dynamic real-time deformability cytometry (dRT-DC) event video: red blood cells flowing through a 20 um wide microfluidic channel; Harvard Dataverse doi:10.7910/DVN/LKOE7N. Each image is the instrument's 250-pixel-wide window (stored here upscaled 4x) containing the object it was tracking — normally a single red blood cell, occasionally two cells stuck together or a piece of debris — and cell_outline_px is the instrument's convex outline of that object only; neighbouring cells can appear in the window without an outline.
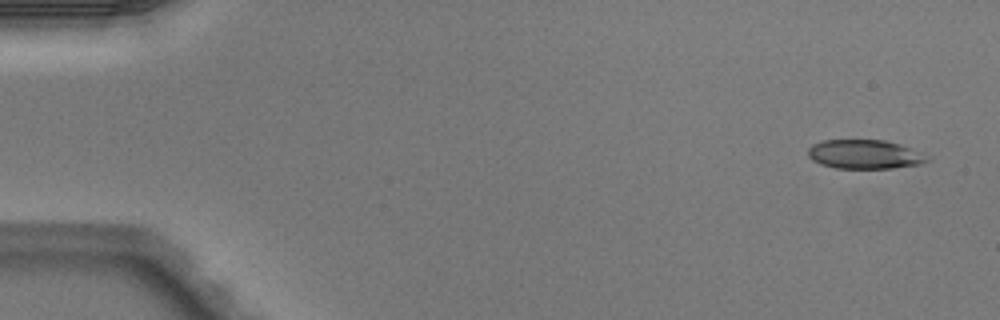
{"species": "Egyptian fruit bat (a non-hibernating species)", "species_latin": "Rousettus aegyptiacus", "temperature_condition": "warm", "stored_images_in_passage": 5, "camera_frame_rate_fps": 3000, "um_per_image_px": 0.085, "animal": {"sex": "male"}, "frame": {"image": 1, "passage_image": 1, "time_ms": 0.0, "image_size_px": [1000, 320], "cell_outline_px": [[932, 156], [928, 160], [920, 164], [892, 168], [836, 168], [820, 164], [812, 160], [808, 156], [808, 148], [812, 144], [824, 140], [884, 140], [900, 144], [924, 152]], "centroid_in_image_um": [73.53, 13.11], "position_along_channel_um": 11.5, "area_um2": 20.4}}
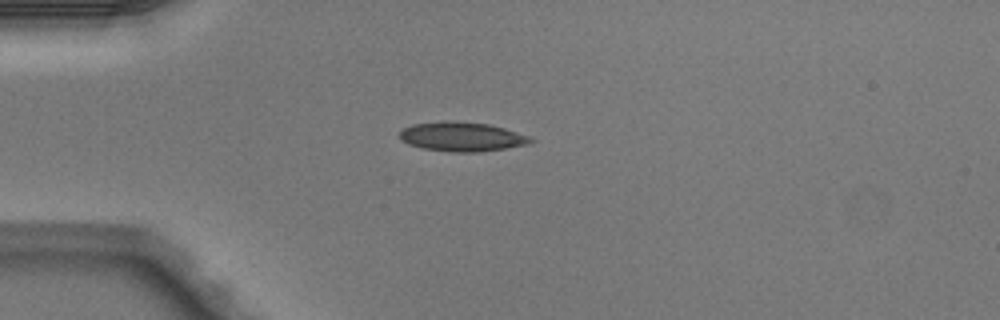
{"frame": {"image": 2, "passage_image": 4, "time_ms": 1.0, "image_size_px": [1000, 320], "cell_outline_px": [[536, 140], [528, 144], [480, 152], [452, 152], [420, 148], [408, 144], [400, 140], [400, 132], [404, 128], [412, 124], [444, 120], [456, 120], [488, 124], [504, 128], [528, 136]], "centroid_in_image_um": [39.22, 11.61], "position_along_channel_um": 45.8, "area_um2": 22.54}}